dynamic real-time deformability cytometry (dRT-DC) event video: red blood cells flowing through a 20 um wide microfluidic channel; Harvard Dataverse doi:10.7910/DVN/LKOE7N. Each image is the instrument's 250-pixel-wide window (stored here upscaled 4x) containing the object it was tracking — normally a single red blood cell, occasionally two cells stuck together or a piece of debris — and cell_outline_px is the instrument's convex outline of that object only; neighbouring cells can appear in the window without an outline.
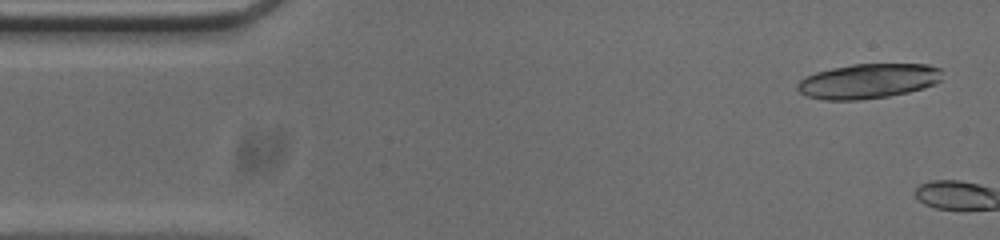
{"species": "common noctule bat (a hibernating species)", "species_latin": "Nyctalus noctula", "temperature_condition": "cold", "stored_images_in_passage": 4, "camera_frame_rate_fps": 3000, "um_per_image_px": 0.085, "animal": {"sex": "male", "body_mass_g": 20.0, "forearm_length_mm": 53.3}, "frame": {"image": 1, "passage_image": 2, "time_ms": 0.333, "image_size_px": [1000, 240], "cell_outline_px": [[940, 80], [924, 88], [908, 92], [888, 96], [860, 100], [824, 100], [808, 96], [800, 92], [796, 88], [796, 84], [800, 80], [816, 72], [832, 68], [852, 64], [928, 64], [940, 68]], "centroid_in_image_um": [73.77, 6.89], "position_along_channel_um": 11.2, "area_um2": 29.25}}